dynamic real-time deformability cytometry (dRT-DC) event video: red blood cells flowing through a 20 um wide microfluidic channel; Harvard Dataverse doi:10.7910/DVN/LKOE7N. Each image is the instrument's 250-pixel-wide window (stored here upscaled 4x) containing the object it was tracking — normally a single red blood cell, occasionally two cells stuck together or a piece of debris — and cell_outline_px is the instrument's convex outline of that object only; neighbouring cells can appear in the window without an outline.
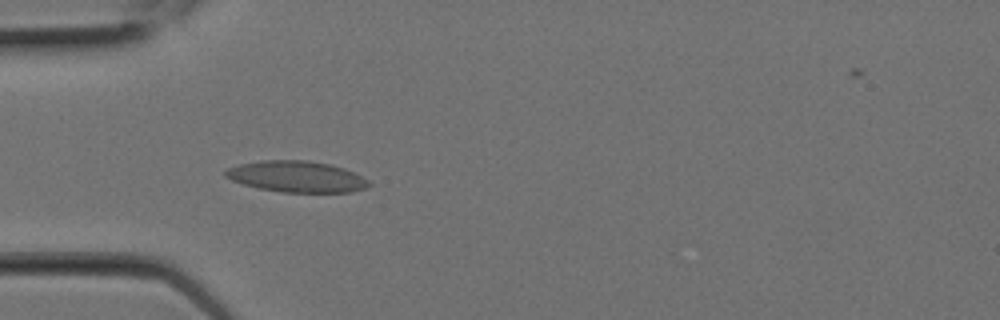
{"species": "Egyptian fruit bat (a non-hibernating species)", "species_latin": "Rousettus aegyptiacus", "temperature_condition": "room temperature", "stored_images_in_passage": 7, "camera_frame_rate_fps": 3000, "um_per_image_px": 0.085, "animal": {"sex": "female"}, "frame": {"image": 1, "passage_image": 6, "time_ms": 1.667, "image_size_px": [1000, 320], "cell_outline_px": [[372, 184], [364, 188], [352, 192], [284, 192], [260, 188], [244, 184], [232, 180], [224, 176], [224, 172], [228, 168], [240, 164], [260, 160], [308, 160], [332, 164], [344, 168], [368, 180]], "centroid_in_image_um": [25.22, 15.0], "position_along_channel_um": 59.8, "area_um2": 25.95}}